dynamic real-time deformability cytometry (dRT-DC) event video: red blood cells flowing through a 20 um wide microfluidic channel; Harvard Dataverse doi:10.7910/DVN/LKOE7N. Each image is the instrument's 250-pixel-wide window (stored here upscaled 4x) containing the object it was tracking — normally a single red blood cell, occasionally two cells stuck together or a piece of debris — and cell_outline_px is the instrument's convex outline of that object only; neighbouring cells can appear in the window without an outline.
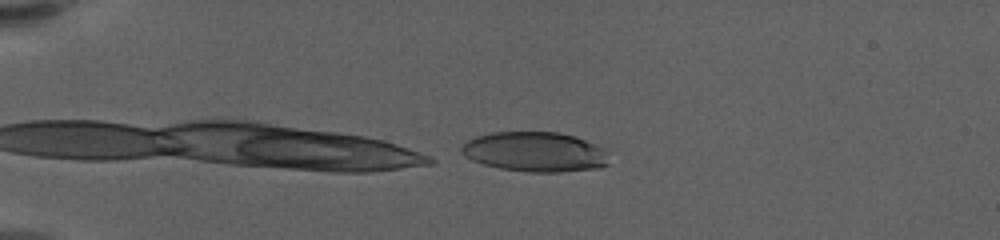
{"species": "human", "species_latin": "Homo sapiens", "temperature_condition": "warm", "stored_images_in_passage": 14, "camera_frame_rate_fps": 3000, "um_per_image_px": 0.085, "donor": {"sex": "female"}, "frame": {"image": 1, "passage_image": 14, "time_ms": 4.333, "image_size_px": [1000, 240], "cell_outline_px": [[612, 148], [608, 164], [600, 168], [560, 172], [528, 172], [500, 168], [484, 164], [472, 160], [460, 152], [460, 148], [468, 140], [476, 136], [492, 132], [560, 132], [576, 136]], "centroid_in_image_um": [45.61, 12.9], "position_along_channel_um": 39.4, "area_um2": 35.08}}